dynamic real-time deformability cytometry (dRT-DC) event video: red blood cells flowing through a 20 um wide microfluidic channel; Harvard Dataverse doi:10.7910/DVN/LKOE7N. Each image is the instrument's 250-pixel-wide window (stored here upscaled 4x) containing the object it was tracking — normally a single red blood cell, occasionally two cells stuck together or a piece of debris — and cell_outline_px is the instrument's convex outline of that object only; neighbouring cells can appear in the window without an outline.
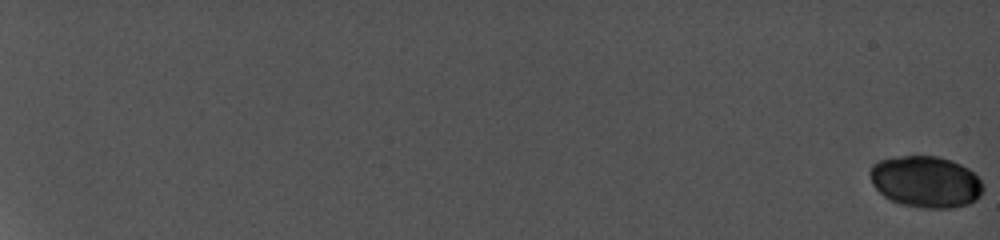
{"species": "common noctule bat (a hibernating species)", "species_latin": "Nyctalus noctula", "temperature_condition": "cold", "stored_images_in_passage": 36, "camera_frame_rate_fps": 5000, "um_per_image_px": 0.085, "animal": {"sex": "female", "body_mass_g": 19.0, "forearm_length_mm": 56.7}, "frame": {"image": 1, "passage_image": 1, "time_ms": 0.0, "image_size_px": [1000, 240], "cell_outline_px": [[984, 188], [980, 196], [976, 200], [968, 204], [952, 208], [924, 208], [900, 204], [884, 196], [872, 184], [868, 172], [872, 164], [880, 160], [900, 156], [936, 156], [952, 160], [968, 168], [984, 184]], "centroid_in_image_um": [78.69, 15.45], "position_along_channel_um": 6.3, "area_um2": 34.1}}